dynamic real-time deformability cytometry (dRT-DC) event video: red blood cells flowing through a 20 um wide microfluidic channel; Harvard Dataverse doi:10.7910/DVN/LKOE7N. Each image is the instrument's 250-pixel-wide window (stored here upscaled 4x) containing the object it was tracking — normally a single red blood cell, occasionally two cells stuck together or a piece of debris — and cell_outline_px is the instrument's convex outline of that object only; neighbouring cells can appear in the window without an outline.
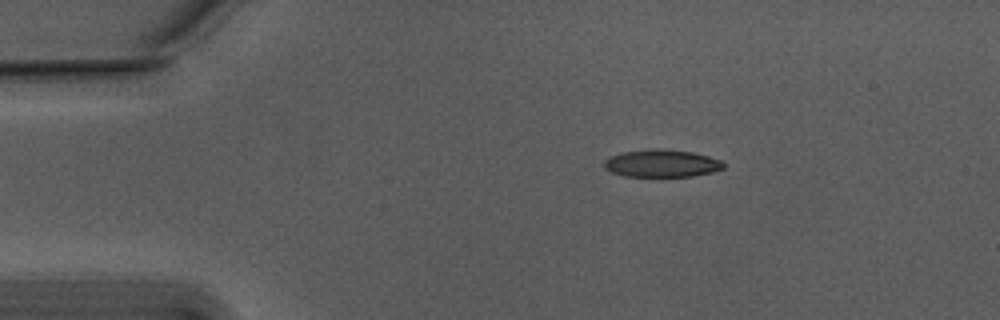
{"species": "Egyptian fruit bat (a non-hibernating species)", "species_latin": "Rousettus aegyptiacus", "temperature_condition": "warm", "stored_images_in_passage": 46, "camera_frame_rate_fps": 3000, "um_per_image_px": 0.085, "animal": {"sex": "male"}, "frame": {"image": 1, "passage_image": 1, "time_ms": 0.0, "image_size_px": [1000, 320], "cell_outline_px": [[724, 168], [712, 172], [692, 176], [624, 176], [612, 172], [604, 168], [604, 160], [608, 156], [620, 152], [656, 148], [692, 152], [708, 156], [720, 160], [724, 164]], "centroid_in_image_um": [56.2, 13.88], "position_along_channel_um": 28.8, "area_um2": 19.13}}
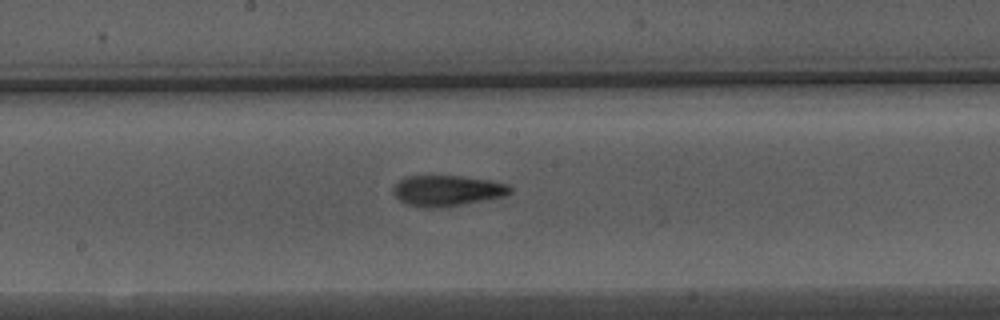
{"frame": {"image": 2, "passage_image": 20, "time_ms": 6.333, "image_size_px": [1000, 320], "cell_outline_px": [[512, 192], [504, 196], [440, 208], [428, 208], [408, 204], [400, 200], [396, 196], [396, 184], [404, 176], [460, 176], [488, 180], [504, 184], [512, 188]], "centroid_in_image_um": [38.02, 16.2], "position_along_channel_um": 210.2, "area_um2": 20.4}}
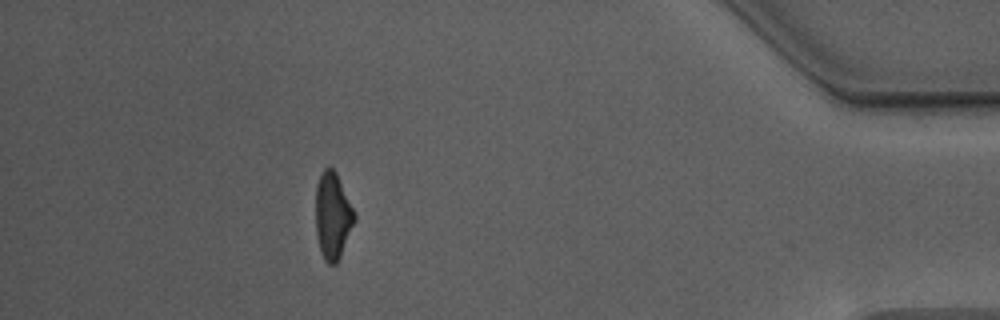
{"frame": {"image": 3, "passage_image": 40, "time_ms": 13.0, "image_size_px": [1000, 320], "cell_outline_px": [[356, 220], [340, 256], [336, 264], [328, 264], [324, 260], [320, 252], [316, 232], [316, 184], [320, 172], [324, 168], [332, 168], [336, 172], [356, 216]], "centroid_in_image_um": [28.26, 18.35], "position_along_channel_um": 406.9, "area_um2": 19.54}, "authors_computed_cell_mechanics": {"area_um2": 20.0277, "velocity_mm_per_s": 3.7721, "shape_relaxation_time_tau1_ms": 4.8089, "shape_relaxation_time_tau2_ms": 1.8107, "deformation_change_tau1": 0.1969, "deformation_change_tau2": 0.1098}}